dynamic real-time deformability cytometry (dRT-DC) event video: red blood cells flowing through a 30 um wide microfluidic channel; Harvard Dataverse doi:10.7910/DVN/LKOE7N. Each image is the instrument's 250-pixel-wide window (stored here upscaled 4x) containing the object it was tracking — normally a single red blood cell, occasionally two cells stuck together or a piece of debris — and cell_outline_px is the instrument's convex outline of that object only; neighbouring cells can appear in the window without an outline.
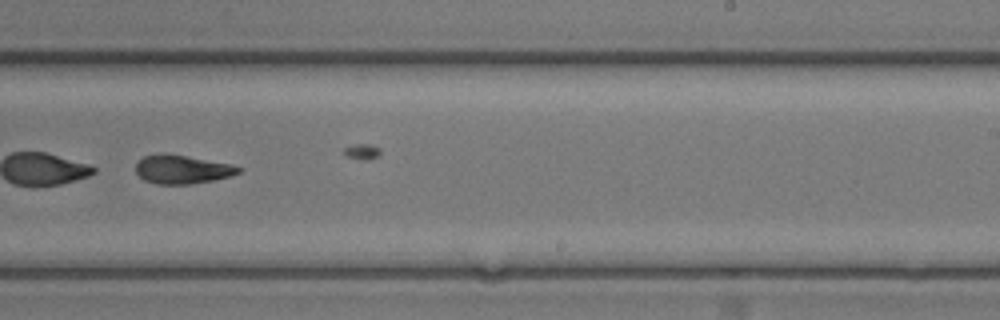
{"species": "common noctule bat (a hibernating species)", "species_latin": "Nyctalus noctula", "temperature_condition": "room temperature", "stored_images_in_passage": 28, "segment_of_instrument_passage": [2, 2], "camera_frame_rate_fps": 3000, "um_per_image_px": 0.085, "animal": {"sex": "female", "body_mass_g": 17.0, "forearm_length_mm": 48.0}, "frame": {"image": 1, "passage_image": 21, "time_ms": 6.667, "image_size_px": [1000, 320], "cell_outline_px": [[244, 168], [240, 172], [232, 176], [192, 184], [156, 184], [144, 180], [136, 172], [136, 164], [144, 156], [184, 156], [228, 164]], "centroid_in_image_um": [15.52, 14.45], "position_along_channel_um": 273.5, "area_um2": 16.42}}